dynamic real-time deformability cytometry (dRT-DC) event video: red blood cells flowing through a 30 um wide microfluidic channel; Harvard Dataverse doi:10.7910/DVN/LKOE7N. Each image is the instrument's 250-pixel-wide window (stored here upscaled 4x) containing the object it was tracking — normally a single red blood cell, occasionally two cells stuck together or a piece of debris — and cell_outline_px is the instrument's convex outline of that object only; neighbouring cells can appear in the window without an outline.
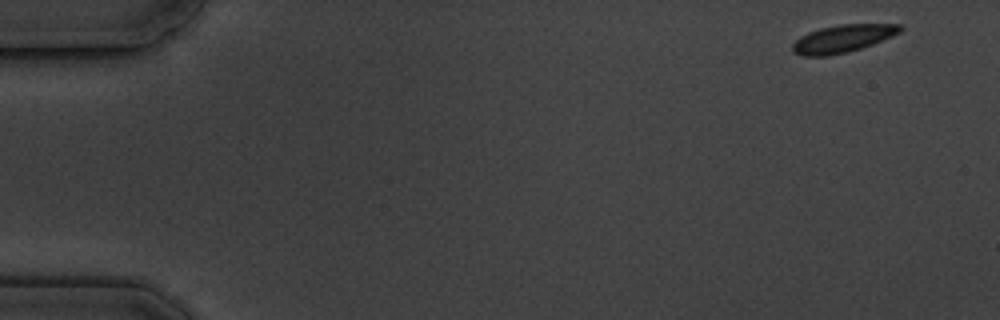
{"species": "common noctule bat (a hibernating species)", "species_latin": "Nyctalus noctula", "temperature_condition": "cold", "stored_images_in_passage": 5, "camera_frame_rate_fps": 3000, "um_per_image_px": 0.085, "animal": {"sex": "male", "body_mass_g": 19.5, "forearm_length_mm": 54.6}, "frame": {"image": 1, "passage_image": 1, "time_ms": 0.0, "image_size_px": [1000, 320], "cell_outline_px": [[904, 28], [900, 32], [892, 36], [872, 44], [848, 52], [828, 56], [804, 56], [792, 52], [792, 44], [800, 36], [808, 32], [820, 28], [840, 24], [900, 24]], "centroid_in_image_um": [71.61, 3.28], "position_along_channel_um": 13.4, "area_um2": 17.34}}
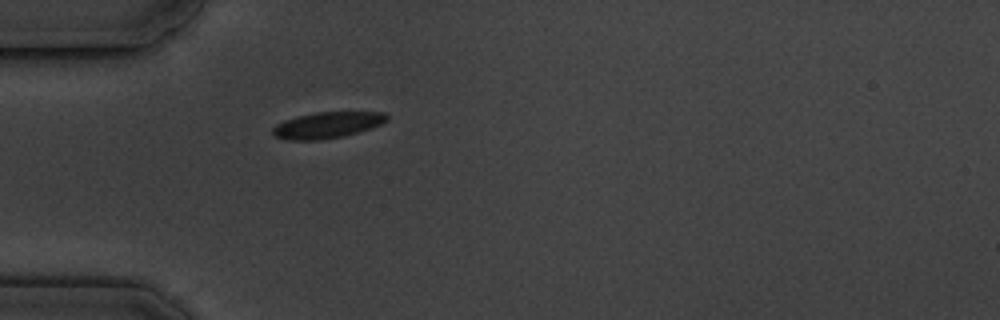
{"frame": {"image": 2, "passage_image": 5, "time_ms": 4.667, "image_size_px": [1000, 320], "cell_outline_px": [[388, 120], [380, 124], [344, 136], [320, 140], [288, 140], [276, 136], [272, 132], [272, 128], [276, 124], [284, 120], [296, 116], [316, 112], [384, 112], [388, 116]], "centroid_in_image_um": [27.78, 10.62], "position_along_channel_um": 57.2, "area_um2": 17.28}}